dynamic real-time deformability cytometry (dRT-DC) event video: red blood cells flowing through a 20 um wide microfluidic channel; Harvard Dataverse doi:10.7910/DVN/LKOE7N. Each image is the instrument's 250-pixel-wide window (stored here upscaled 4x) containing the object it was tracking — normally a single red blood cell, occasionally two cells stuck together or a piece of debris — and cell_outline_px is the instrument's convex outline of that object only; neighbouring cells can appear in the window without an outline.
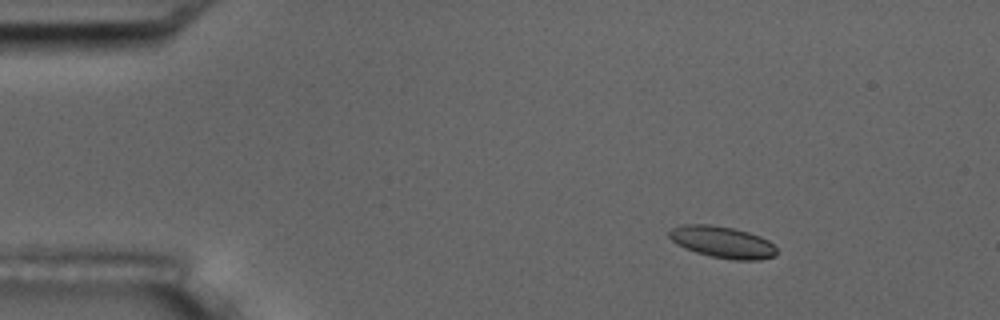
{"species": "common noctule bat (a hibernating species)", "species_latin": "Nyctalus noctula", "temperature_condition": "room temperature", "stored_images_in_passage": 8, "camera_frame_rate_fps": 3000, "um_per_image_px": 0.085, "animal": {"sex": "male", "body_mass_g": 17.5, "forearm_length_mm": 52.3}, "frame": {"image": 1, "passage_image": 1, "time_ms": 0.0, "image_size_px": [1000, 320], "cell_outline_px": [[776, 256], [760, 260], [732, 260], [708, 256], [696, 252], [672, 240], [668, 236], [668, 232], [672, 228], [684, 224], [708, 224], [732, 228], [748, 232], [760, 236], [768, 240], [776, 248]], "centroid_in_image_um": [61.43, 20.58], "position_along_channel_um": 23.6, "area_um2": 19.71}}
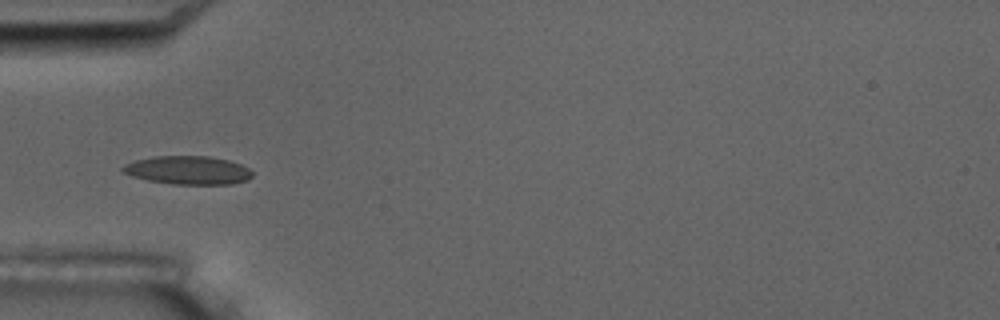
{"frame": {"image": 2, "passage_image": 4, "time_ms": 3.333, "image_size_px": [1000, 320], "cell_outline_px": [[252, 176], [248, 180], [232, 184], [176, 184], [148, 180], [132, 176], [120, 172], [120, 168], [124, 164], [136, 160], [156, 156], [208, 156], [228, 160], [240, 164], [248, 168], [252, 172]], "centroid_in_image_um": [15.96, 14.47], "position_along_channel_um": 69.0, "area_um2": 21.44}}
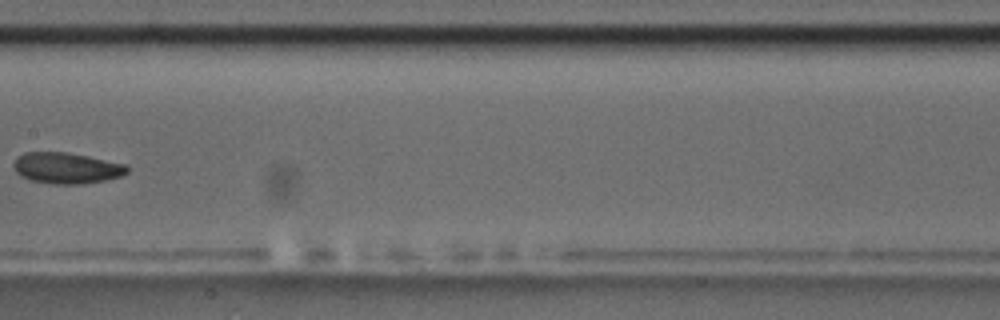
{"frame": {"image": 3, "passage_image": 7, "time_ms": 7.0, "image_size_px": [1000, 320], "cell_outline_px": [[128, 172], [120, 176], [104, 180], [84, 184], [52, 184], [28, 180], [20, 176], [16, 172], [12, 164], [16, 156], [24, 152], [68, 152], [88, 156], [124, 164], [128, 168]], "centroid_in_image_um": [5.59, 14.28], "position_along_channel_um": 201.8, "area_um2": 20.69}}